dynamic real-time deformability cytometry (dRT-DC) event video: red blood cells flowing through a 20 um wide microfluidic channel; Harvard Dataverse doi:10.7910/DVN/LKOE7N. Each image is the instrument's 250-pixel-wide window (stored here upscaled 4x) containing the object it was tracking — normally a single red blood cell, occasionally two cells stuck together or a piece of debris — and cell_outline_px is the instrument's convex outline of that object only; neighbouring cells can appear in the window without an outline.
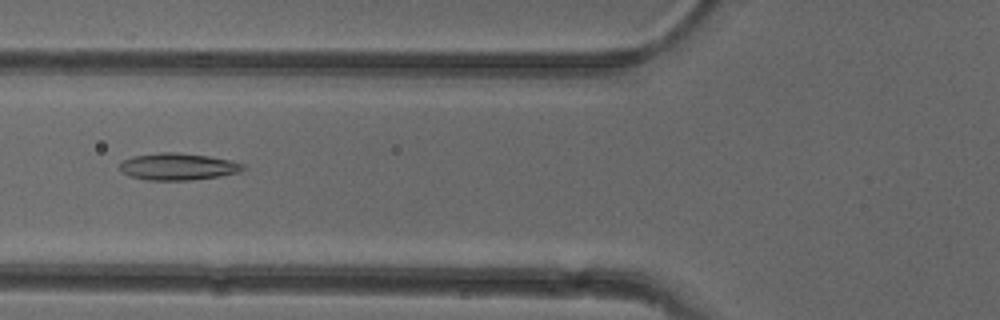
{"species": "common noctule bat (a hibernating species)", "species_latin": "Nyctalus noctula", "temperature_condition": "cold", "stored_images_in_passage": 46, "camera_frame_rate_fps": 3000, "um_per_image_px": 0.085, "animal": {"sex": "female"}, "frame": {"image": 1, "passage_image": 14, "time_ms": 4.333, "image_size_px": [1000, 320], "cell_outline_px": [[248, 168], [240, 172], [220, 176], [192, 180], [148, 180], [132, 176], [124, 172], [120, 168], [120, 164], [124, 160], [132, 156], [160, 152], [176, 152], [208, 156], [228, 160], [244, 164]], "centroid_in_image_um": [15.17, 14.16], "position_along_channel_um": 110.6, "area_um2": 19.25}}
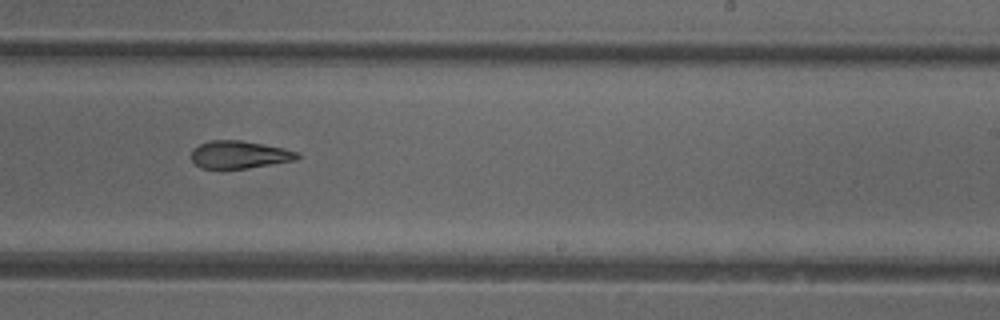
{"frame": {"image": 2, "passage_image": 26, "time_ms": 8.333, "image_size_px": [1000, 320], "cell_outline_px": [[300, 156], [296, 160], [248, 168], [220, 172], [200, 168], [192, 160], [192, 148], [200, 144], [212, 140], [240, 140], [284, 148], [300, 152]], "centroid_in_image_um": [20.31, 13.19], "position_along_channel_um": 268.7, "area_um2": 17.69}}
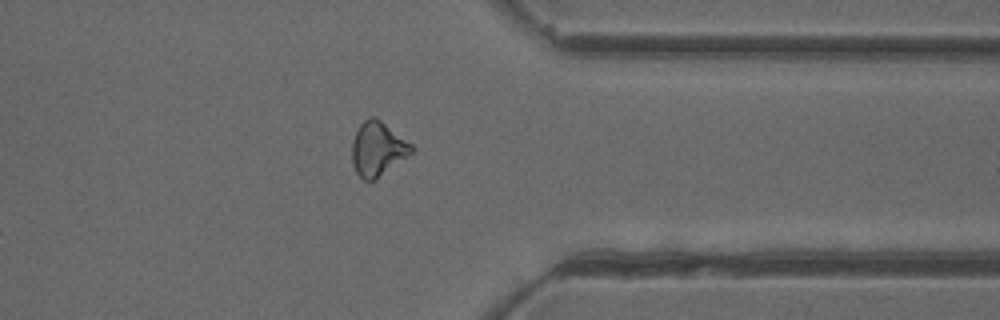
{"frame": {"image": 3, "passage_image": 35, "time_ms": 11.333, "image_size_px": [1000, 320], "cell_outline_px": [[416, 148], [412, 152], [376, 180], [364, 180], [356, 172], [352, 164], [352, 140], [360, 124], [368, 116], [372, 116], [380, 120], [412, 144]], "centroid_in_image_um": [32.09, 12.66], "position_along_channel_um": 379.3, "area_um2": 18.67}, "authors_computed_cell_mechanics": {"area_um2": 18.4093, "velocity_mm_per_s": 3.9401, "shape_relaxation_time_tau1_ms": 10.388, "shape_relaxation_time_tau2_ms": 4.2542, "deformation_change_tau1": 0.2198, "deformation_change_tau2": 0.1296}}